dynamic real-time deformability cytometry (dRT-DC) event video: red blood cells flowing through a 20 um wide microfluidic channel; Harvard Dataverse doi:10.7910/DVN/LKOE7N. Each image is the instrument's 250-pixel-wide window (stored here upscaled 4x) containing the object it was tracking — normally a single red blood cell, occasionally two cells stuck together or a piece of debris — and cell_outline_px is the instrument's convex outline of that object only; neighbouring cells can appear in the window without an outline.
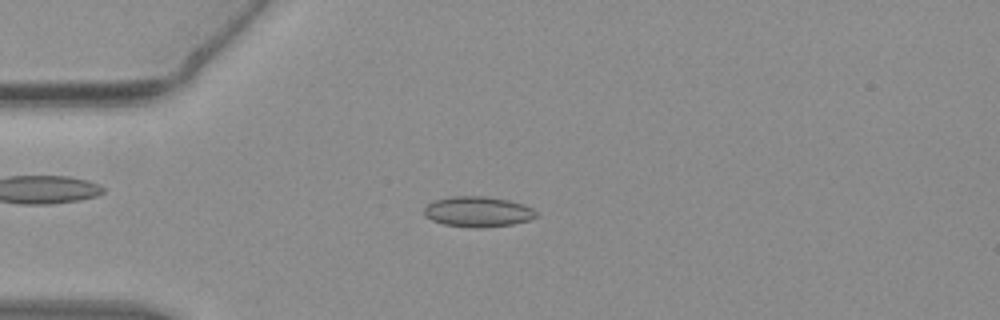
{"species": "common noctule bat (a hibernating species)", "species_latin": "Nyctalus noctula", "temperature_condition": "warm", "stored_images_in_passage": 54, "camera_frame_rate_fps": 3000, "um_per_image_px": 0.085, "animal": {"sex": "female", "body_mass_g": 19.3, "forearm_length_mm": 54.1}, "frame": {"image": 1, "passage_image": 14, "time_ms": 4.333, "image_size_px": [1000, 320], "cell_outline_px": [[536, 216], [528, 220], [512, 224], [480, 228], [444, 224], [432, 220], [424, 216], [424, 208], [428, 204], [436, 200], [448, 196], [484, 196], [508, 200], [524, 204], [532, 208], [536, 212]], "centroid_in_image_um": [40.6, 17.98], "position_along_channel_um": 44.4, "area_um2": 19.71}}
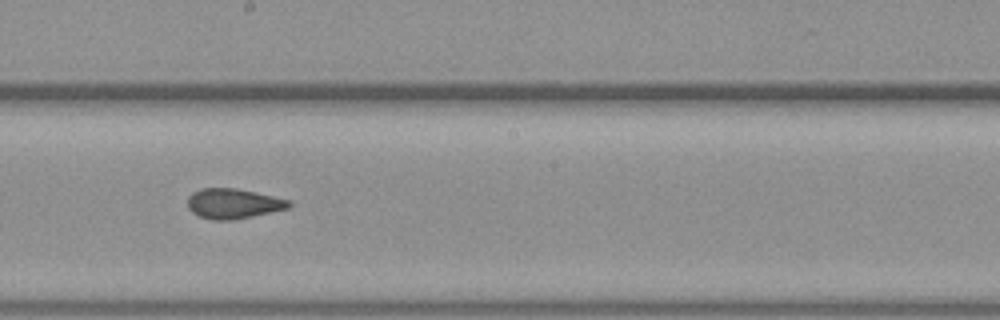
{"frame": {"image": 2, "passage_image": 30, "time_ms": 9.667, "image_size_px": [1000, 320], "cell_outline_px": [[292, 204], [288, 208], [252, 216], [232, 220], [212, 220], [200, 216], [192, 212], [188, 208], [188, 196], [192, 192], [200, 188], [236, 188], [256, 192], [288, 200]], "centroid_in_image_um": [19.79, 17.3], "position_along_channel_um": 228.4, "area_um2": 17.63}}
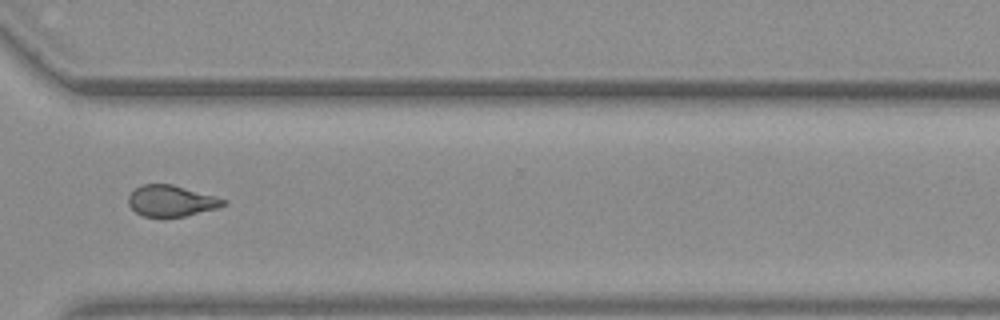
{"frame": {"image": 3, "passage_image": 40, "time_ms": 13.0, "image_size_px": [1000, 320], "cell_outline_px": [[228, 204], [220, 208], [184, 216], [144, 216], [136, 212], [128, 204], [128, 196], [136, 188], [144, 184], [172, 184], [216, 196], [228, 200]], "centroid_in_image_um": [14.62, 17.07], "position_along_channel_um": 356.0, "area_um2": 17.22}, "authors_computed_cell_mechanics": {"area_um2": 18.2937, "velocity_mm_per_s": 3.8327, "shape_relaxation_time_tau1_ms": null, "shape_relaxation_time_tau2_ms": 1.5522, "deformation_change_tau1": null, "deformation_change_tau2": 0.0729}}